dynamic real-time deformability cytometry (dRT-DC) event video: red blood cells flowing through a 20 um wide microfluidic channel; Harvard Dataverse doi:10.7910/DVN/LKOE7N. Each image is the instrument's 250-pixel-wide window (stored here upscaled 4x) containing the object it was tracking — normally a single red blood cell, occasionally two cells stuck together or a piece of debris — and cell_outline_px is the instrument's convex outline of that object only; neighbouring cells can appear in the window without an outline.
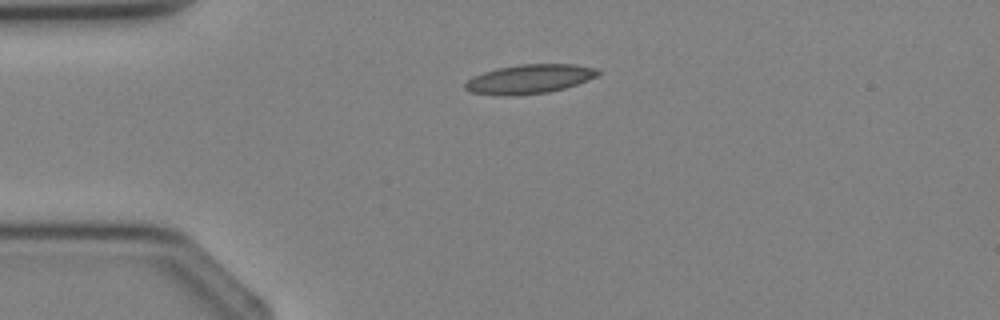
{"species": "Egyptian fruit bat (a non-hibernating species)", "species_latin": "Rousettus aegyptiacus", "temperature_condition": "cold", "stored_images_in_passage": 2, "camera_frame_rate_fps": 3000, "um_per_image_px": 0.085, "animal": {"sex": "female"}, "frame": {"image": 1, "passage_image": 1, "time_ms": 0.0, "image_size_px": [1000, 320], "cell_outline_px": [[604, 72], [588, 80], [564, 88], [548, 92], [512, 96], [496, 96], [472, 92], [464, 88], [464, 84], [472, 76], [496, 68], [520, 64], [576, 64], [600, 68]], "centroid_in_image_um": [45.03, 6.71], "position_along_channel_um": 40.0, "area_um2": 22.89}}